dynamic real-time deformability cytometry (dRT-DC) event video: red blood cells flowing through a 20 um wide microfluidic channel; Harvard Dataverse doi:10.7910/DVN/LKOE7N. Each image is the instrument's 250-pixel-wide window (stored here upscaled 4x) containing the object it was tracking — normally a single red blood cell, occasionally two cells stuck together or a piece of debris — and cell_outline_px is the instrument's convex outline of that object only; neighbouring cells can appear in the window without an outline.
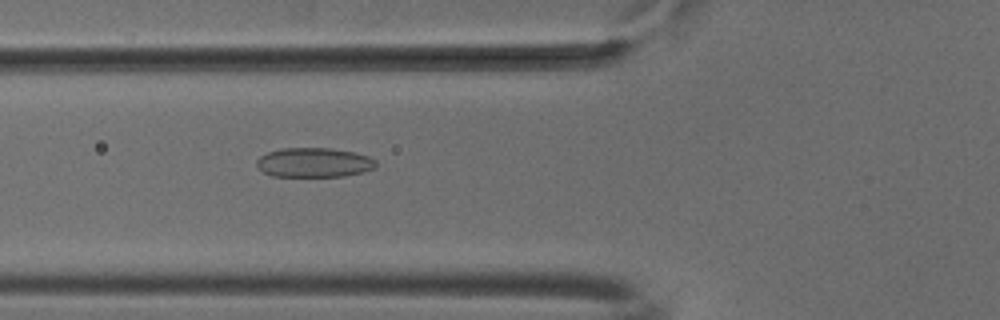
{"species": "common noctule bat (a hibernating species)", "species_latin": "Nyctalus noctula", "temperature_condition": "cold", "stored_images_in_passage": 43, "camera_frame_rate_fps": 3000, "um_per_image_px": 0.085, "animal": {"sex": "male", "body_mass_g": 18.8}, "frame": {"image": 1, "passage_image": 10, "time_ms": 3.0, "image_size_px": [1000, 320], "cell_outline_px": [[376, 168], [364, 172], [344, 176], [272, 176], [264, 172], [256, 164], [256, 160], [260, 156], [268, 152], [284, 148], [328, 148], [356, 152], [368, 156], [376, 160]], "centroid_in_image_um": [26.72, 13.81], "position_along_channel_um": 99.1, "area_um2": 20.52}}
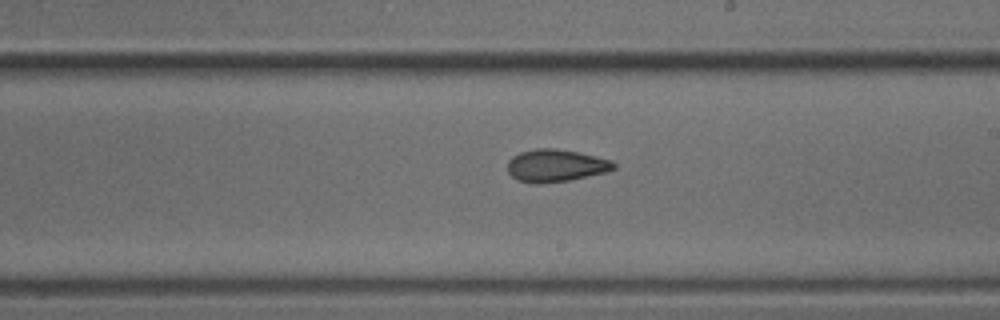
{"frame": {"image": 2, "passage_image": 21, "time_ms": 6.667, "image_size_px": [1000, 320], "cell_outline_px": [[616, 168], [604, 172], [568, 180], [536, 184], [532, 184], [516, 180], [508, 172], [508, 160], [512, 156], [520, 152], [536, 148], [552, 148], [580, 152], [612, 160], [616, 164]], "centroid_in_image_um": [47.21, 14.07], "position_along_channel_um": 241.8, "area_um2": 20.11}}
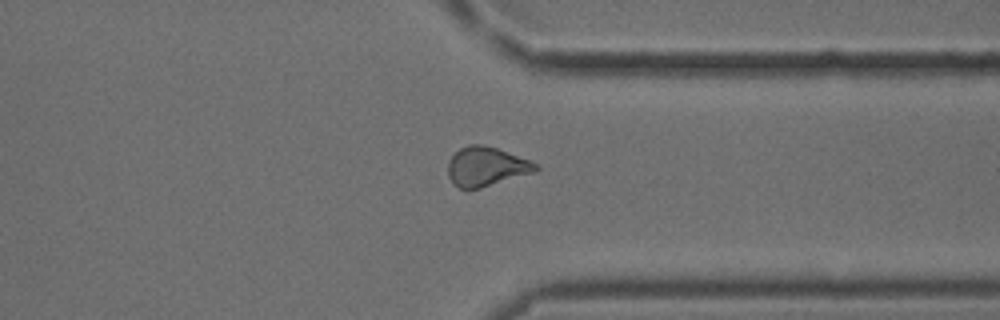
{"frame": {"image": 3, "passage_image": 31, "time_ms": 10.0, "image_size_px": [1000, 320], "cell_outline_px": [[540, 168], [536, 172], [480, 188], [460, 188], [448, 176], [448, 160], [460, 148], [468, 144], [480, 144], [496, 148], [528, 160], [536, 164]], "centroid_in_image_um": [41.33, 14.15], "position_along_channel_um": 370.1, "area_um2": 19.77}, "authors_computed_cell_mechanics": {"area_um2": 20.23, "velocity_mm_per_s": 3.869, "shape_relaxation_time_tau1_ms": 5.6951, "shape_relaxation_time_tau2_ms": 3.2014, "deformation_change_tau1": 0.1246, "deformation_change_tau2": 0.0802}}